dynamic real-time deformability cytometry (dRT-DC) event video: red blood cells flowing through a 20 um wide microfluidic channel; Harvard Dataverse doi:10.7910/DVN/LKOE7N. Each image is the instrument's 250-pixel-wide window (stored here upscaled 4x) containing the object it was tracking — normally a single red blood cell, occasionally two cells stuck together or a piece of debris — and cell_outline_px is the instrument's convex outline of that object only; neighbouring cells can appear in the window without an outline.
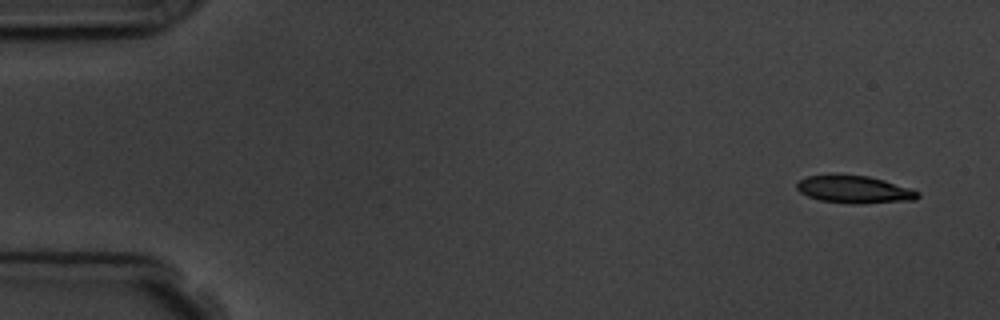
{"species": "common noctule bat (a hibernating species)", "species_latin": "Nyctalus noctula", "temperature_condition": "room temperature", "stored_images_in_passage": 6, "camera_frame_rate_fps": 3000, "um_per_image_px": 0.085, "animal": {"sex": "male", "body_mass_g": 19.5, "forearm_length_mm": 54.6}, "frame": {"image": 1, "passage_image": 1, "time_ms": 0.0, "image_size_px": [1000, 320], "cell_outline_px": [[920, 196], [916, 200], [856, 204], [852, 204], [820, 200], [808, 196], [800, 192], [796, 188], [796, 184], [800, 180], [808, 176], [836, 172], [868, 176], [884, 180], [920, 192]], "centroid_in_image_um": [72.58, 16.07], "position_along_channel_um": 12.4, "area_um2": 19.83}}
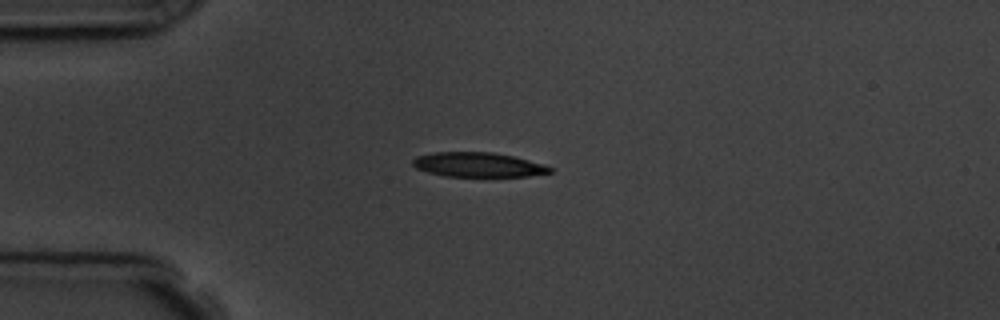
{"frame": {"image": 2, "passage_image": 4, "time_ms": 3.667, "image_size_px": [1000, 320], "cell_outline_px": [[552, 172], [528, 176], [444, 176], [428, 172], [416, 168], [412, 164], [412, 160], [416, 156], [436, 152], [492, 152], [512, 156], [544, 164], [552, 168]], "centroid_in_image_um": [40.62, 14.0], "position_along_channel_um": 44.4, "area_um2": 19.48}}